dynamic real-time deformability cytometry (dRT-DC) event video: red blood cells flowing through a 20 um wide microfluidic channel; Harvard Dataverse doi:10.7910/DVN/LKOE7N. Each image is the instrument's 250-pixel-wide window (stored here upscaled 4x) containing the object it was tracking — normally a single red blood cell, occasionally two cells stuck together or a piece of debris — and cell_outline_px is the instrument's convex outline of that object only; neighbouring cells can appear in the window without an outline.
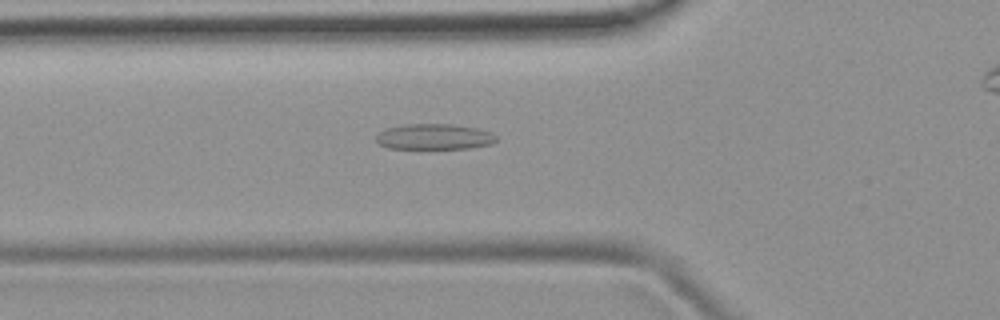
{"species": "common noctule bat (a hibernating species)", "species_latin": "Nyctalus noctula", "temperature_condition": "room temperature", "stored_images_in_passage": 30, "camera_frame_rate_fps": 3000, "um_per_image_px": 0.085, "animal": {"sex": "female", "body_mass_g": 19.9}, "frame": {"image": 1, "passage_image": 2, "time_ms": 0.333, "image_size_px": [1000, 320], "cell_outline_px": [[496, 140], [492, 144], [468, 148], [388, 148], [380, 144], [376, 140], [376, 136], [380, 132], [388, 128], [404, 124], [452, 124], [476, 128], [492, 132], [496, 136]], "centroid_in_image_um": [36.93, 11.61], "position_along_channel_um": 88.9, "area_um2": 17.8}}
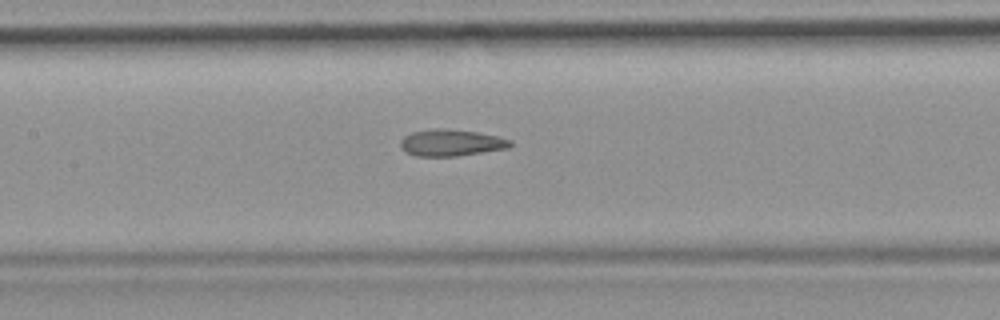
{"frame": {"image": 2, "passage_image": 8, "time_ms": 2.333, "image_size_px": [1000, 320], "cell_outline_px": [[512, 144], [508, 148], [456, 156], [416, 156], [408, 152], [400, 144], [400, 140], [404, 136], [412, 132], [432, 128], [444, 128], [476, 132], [496, 136], [512, 140]], "centroid_in_image_um": [38.35, 12.12], "position_along_channel_um": 169.1, "area_um2": 16.88}}
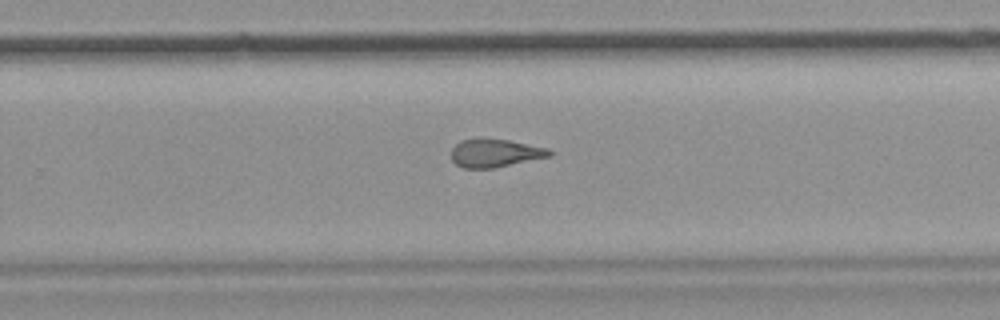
{"frame": {"image": 3, "passage_image": 17, "time_ms": 5.333, "image_size_px": [1000, 320], "cell_outline_px": [[552, 156], [492, 168], [464, 168], [456, 164], [452, 160], [452, 148], [460, 140], [480, 136], [508, 140], [548, 148], [552, 152]], "centroid_in_image_um": [42.05, 12.98], "position_along_channel_um": 287.7, "area_um2": 16.36}}